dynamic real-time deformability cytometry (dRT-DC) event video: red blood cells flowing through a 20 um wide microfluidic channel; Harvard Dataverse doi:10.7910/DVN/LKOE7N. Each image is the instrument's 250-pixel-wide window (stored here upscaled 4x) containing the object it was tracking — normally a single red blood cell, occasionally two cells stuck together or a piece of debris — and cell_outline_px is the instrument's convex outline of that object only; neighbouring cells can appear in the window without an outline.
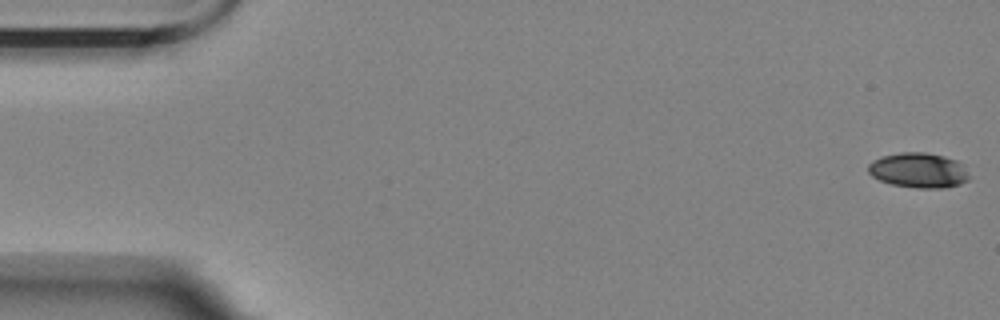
{"species": "Egyptian fruit bat (a non-hibernating species)", "species_latin": "Rousettus aegyptiacus", "temperature_condition": "room temperature", "stored_images_in_passage": 9, "camera_frame_rate_fps": 3000, "um_per_image_px": 0.085, "animal": {"sex": "female"}, "frame": {"image": 1, "passage_image": 1, "time_ms": 0.0, "image_size_px": [1000, 320], "cell_outline_px": [[968, 180], [960, 184], [940, 188], [920, 188], [892, 184], [880, 180], [872, 176], [868, 172], [868, 164], [872, 160], [880, 156], [900, 152], [924, 152], [944, 156], [956, 160], [960, 164], [968, 176]], "centroid_in_image_um": [78.02, 14.46], "position_along_channel_um": 7.0, "area_um2": 20.4}}
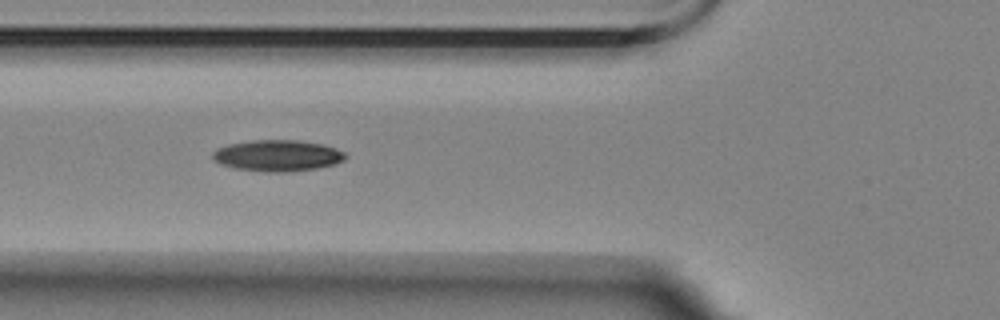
{"frame": {"image": 2, "passage_image": 7, "time_ms": 6.667, "image_size_px": [1000, 320], "cell_outline_px": [[348, 156], [344, 160], [332, 164], [316, 168], [288, 172], [272, 172], [236, 168], [220, 164], [212, 160], [212, 152], [216, 148], [228, 144], [252, 140], [300, 140], [324, 144], [336, 148], [344, 152]], "centroid_in_image_um": [23.57, 13.21], "position_along_channel_um": 102.2, "area_um2": 24.28}}
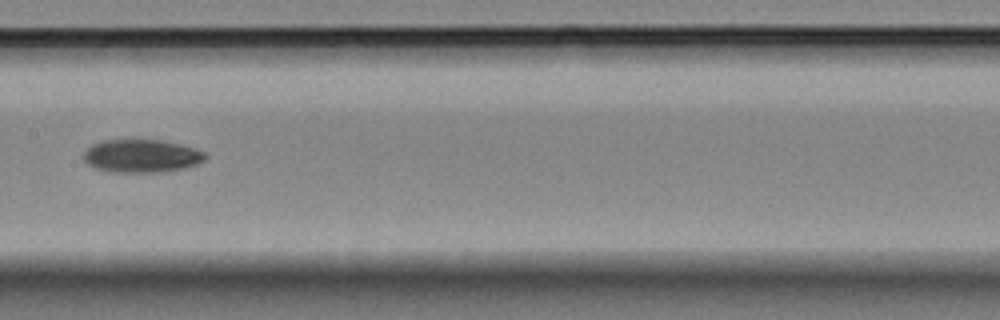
{"frame": {"image": 3, "passage_image": 9, "time_ms": 9.333, "image_size_px": [1000, 320], "cell_outline_px": [[208, 156], [204, 160], [196, 164], [184, 168], [164, 172], [108, 172], [92, 168], [84, 160], [84, 152], [92, 144], [100, 140], [160, 140], [180, 144], [204, 152]], "centroid_in_image_um": [11.99, 13.27], "position_along_channel_um": 195.4, "area_um2": 23.52}}